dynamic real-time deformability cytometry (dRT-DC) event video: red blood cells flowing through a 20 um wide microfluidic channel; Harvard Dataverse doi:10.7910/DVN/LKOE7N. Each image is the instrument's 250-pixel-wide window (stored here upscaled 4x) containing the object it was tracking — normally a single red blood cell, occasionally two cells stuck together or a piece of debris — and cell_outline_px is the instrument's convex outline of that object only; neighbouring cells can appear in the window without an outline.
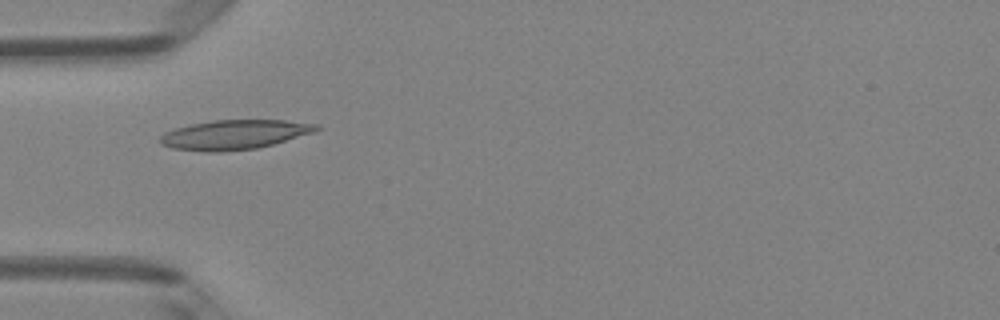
{"species": "Egyptian fruit bat (a non-hibernating species)", "species_latin": "Rousettus aegyptiacus", "temperature_condition": "room temperature", "stored_images_in_passage": 5, "camera_frame_rate_fps": 3000, "um_per_image_px": 0.085, "animal": {"sex": "female"}, "frame": {"image": 1, "passage_image": 5, "time_ms": 1.333, "image_size_px": [1000, 320], "cell_outline_px": [[320, 128], [312, 132], [272, 144], [256, 148], [220, 152], [204, 152], [172, 148], [160, 144], [160, 136], [164, 132], [176, 128], [192, 124], [212, 120], [284, 120], [320, 124]], "centroid_in_image_um": [19.88, 11.44], "position_along_channel_um": 65.1, "area_um2": 26.7}}